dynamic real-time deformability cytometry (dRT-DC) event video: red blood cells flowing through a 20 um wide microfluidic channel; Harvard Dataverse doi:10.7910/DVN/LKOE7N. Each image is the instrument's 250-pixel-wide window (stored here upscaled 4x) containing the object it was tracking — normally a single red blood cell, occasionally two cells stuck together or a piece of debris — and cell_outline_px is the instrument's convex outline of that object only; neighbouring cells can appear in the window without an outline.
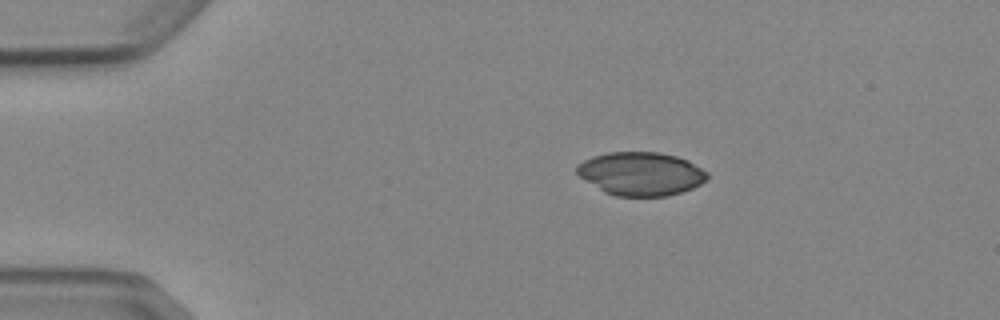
{"species": "Egyptian fruit bat (a non-hibernating species)", "species_latin": "Rousettus aegyptiacus", "temperature_condition": "cold", "stored_images_in_passage": 3, "camera_frame_rate_fps": 3000, "um_per_image_px": 0.085, "animal": {"sex": "female"}, "frame": {"image": 1, "passage_image": 3, "time_ms": 2.333, "image_size_px": [1000, 320], "cell_outline_px": [[708, 180], [692, 188], [668, 196], [616, 196], [604, 192], [580, 176], [576, 172], [576, 168], [584, 160], [592, 156], [608, 152], [660, 152], [676, 156], [688, 160], [708, 172]], "centroid_in_image_um": [54.5, 14.76], "position_along_channel_um": 30.5, "area_um2": 32.95}}